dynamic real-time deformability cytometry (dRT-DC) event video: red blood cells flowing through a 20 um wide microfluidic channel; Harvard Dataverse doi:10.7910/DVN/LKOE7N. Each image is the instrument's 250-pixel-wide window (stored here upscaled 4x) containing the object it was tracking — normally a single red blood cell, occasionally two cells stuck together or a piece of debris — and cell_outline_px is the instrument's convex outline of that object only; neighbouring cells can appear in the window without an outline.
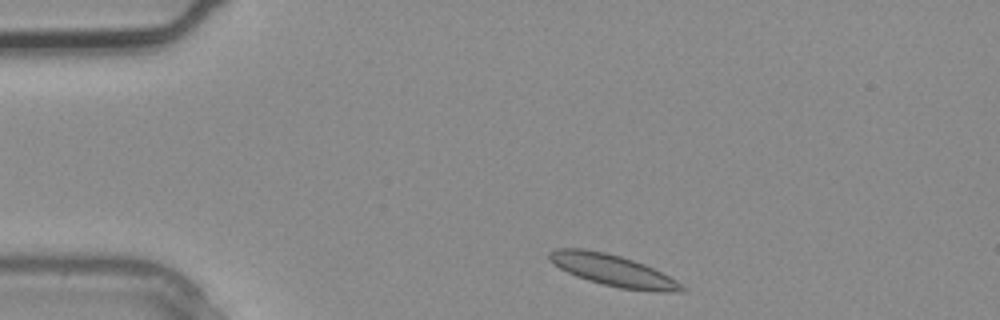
{"species": "common noctule bat (a hibernating species)", "species_latin": "Nyctalus noctula", "temperature_condition": "warm", "stored_images_in_passage": 3, "camera_frame_rate_fps": 3000, "um_per_image_px": 0.085, "animal": {"sex": "male", "body_mass_g": 20.4}, "frame": {"image": 1, "passage_image": 1, "time_ms": 0.0, "image_size_px": [1000, 320], "cell_outline_px": [[688, 292], [656, 292], [620, 288], [588, 280], [576, 276], [552, 264], [548, 260], [548, 252], [556, 248], [584, 248], [604, 252], [620, 256], [644, 264], [676, 280], [688, 288]], "centroid_in_image_um": [52.11, 22.99], "position_along_channel_um": 32.9, "area_um2": 24.39}}